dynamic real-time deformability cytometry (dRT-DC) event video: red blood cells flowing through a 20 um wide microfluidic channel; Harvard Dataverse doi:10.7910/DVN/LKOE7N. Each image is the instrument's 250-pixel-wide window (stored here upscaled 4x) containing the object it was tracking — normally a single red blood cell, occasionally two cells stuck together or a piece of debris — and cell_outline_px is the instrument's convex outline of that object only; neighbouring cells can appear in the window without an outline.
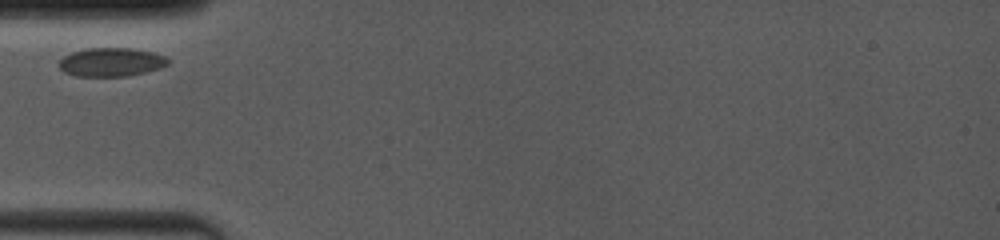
{"species": "common noctule bat (a hibernating species)", "species_latin": "Nyctalus noctula", "temperature_condition": "room temperature", "stored_images_in_passage": 3, "camera_frame_rate_fps": 4000, "um_per_image_px": 0.085, "animal": {"sex": "female", "body_mass_g": 19.0, "forearm_length_mm": 53.3}, "frame": {"image": 1, "passage_image": 1, "time_ms": 0.0, "image_size_px": [1000, 240], "cell_outline_px": [[172, 60], [168, 64], [160, 68], [128, 76], [76, 76], [64, 72], [60, 68], [60, 60], [64, 56], [72, 52], [88, 48], [132, 48], [152, 52], [164, 56]], "centroid_in_image_um": [9.47, 5.28], "position_along_channel_um": 75.5, "area_um2": 18.15}}
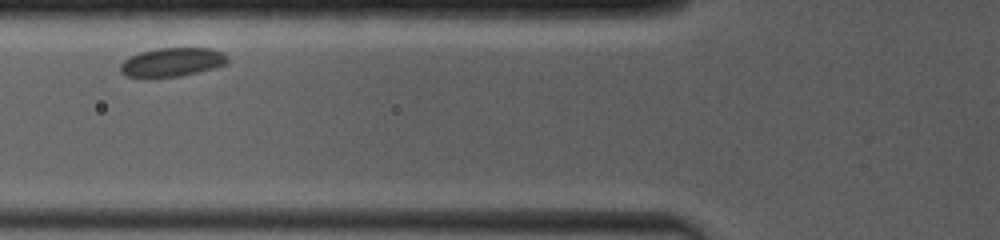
{"frame": {"image": 2, "passage_image": 2, "time_ms": 1.0, "image_size_px": [1000, 240], "cell_outline_px": [[228, 60], [224, 64], [212, 68], [180, 76], [124, 76], [120, 72], [120, 64], [128, 56], [140, 52], [156, 48], [212, 48], [220, 52]], "centroid_in_image_um": [14.56, 5.26], "position_along_channel_um": 111.2, "area_um2": 17.57}}